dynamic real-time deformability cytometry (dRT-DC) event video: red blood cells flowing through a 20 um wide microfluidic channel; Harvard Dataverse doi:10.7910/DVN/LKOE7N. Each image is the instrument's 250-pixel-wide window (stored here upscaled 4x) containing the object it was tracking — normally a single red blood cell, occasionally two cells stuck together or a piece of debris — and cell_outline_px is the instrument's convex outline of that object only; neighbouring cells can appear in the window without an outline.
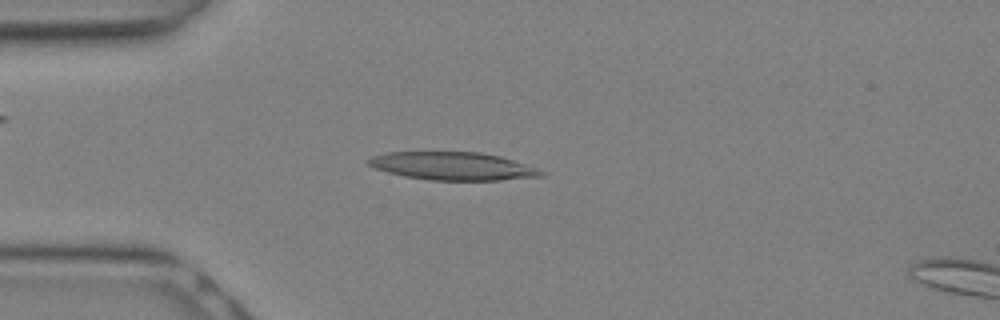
{"species": "Egyptian fruit bat (a non-hibernating species)", "species_latin": "Rousettus aegyptiacus", "temperature_condition": "warm", "stored_images_in_passage": 7, "camera_frame_rate_fps": 3000, "um_per_image_px": 0.085, "animal": {"sex": "female"}, "frame": {"image": 1, "passage_image": 5, "time_ms": 1.333, "image_size_px": [1000, 320], "cell_outline_px": [[544, 176], [500, 180], [428, 180], [404, 176], [388, 172], [376, 168], [368, 164], [368, 160], [372, 156], [388, 152], [480, 152], [500, 156], [536, 168], [544, 172]], "centroid_in_image_um": [38.48, 14.12], "position_along_channel_um": 46.5, "area_um2": 27.92}}